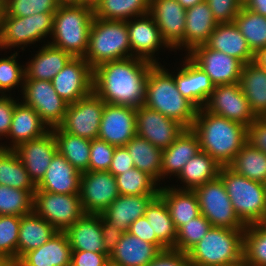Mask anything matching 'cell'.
<instances>
[{"label": "cell", "instance_id": "37", "mask_svg": "<svg viewBox=\"0 0 266 266\" xmlns=\"http://www.w3.org/2000/svg\"><path fill=\"white\" fill-rule=\"evenodd\" d=\"M57 152L80 173L88 171L91 140L64 132L59 126L51 128Z\"/></svg>", "mask_w": 266, "mask_h": 266}, {"label": "cell", "instance_id": "69", "mask_svg": "<svg viewBox=\"0 0 266 266\" xmlns=\"http://www.w3.org/2000/svg\"><path fill=\"white\" fill-rule=\"evenodd\" d=\"M239 1L242 3V5H244L247 0H239Z\"/></svg>", "mask_w": 266, "mask_h": 266}, {"label": "cell", "instance_id": "52", "mask_svg": "<svg viewBox=\"0 0 266 266\" xmlns=\"http://www.w3.org/2000/svg\"><path fill=\"white\" fill-rule=\"evenodd\" d=\"M218 23H233L242 8L239 0H205Z\"/></svg>", "mask_w": 266, "mask_h": 266}, {"label": "cell", "instance_id": "33", "mask_svg": "<svg viewBox=\"0 0 266 266\" xmlns=\"http://www.w3.org/2000/svg\"><path fill=\"white\" fill-rule=\"evenodd\" d=\"M166 204L176 230L201 214L196 194L161 185L158 195Z\"/></svg>", "mask_w": 266, "mask_h": 266}, {"label": "cell", "instance_id": "51", "mask_svg": "<svg viewBox=\"0 0 266 266\" xmlns=\"http://www.w3.org/2000/svg\"><path fill=\"white\" fill-rule=\"evenodd\" d=\"M115 146L95 138L90 144L88 171H108L112 162Z\"/></svg>", "mask_w": 266, "mask_h": 266}, {"label": "cell", "instance_id": "29", "mask_svg": "<svg viewBox=\"0 0 266 266\" xmlns=\"http://www.w3.org/2000/svg\"><path fill=\"white\" fill-rule=\"evenodd\" d=\"M35 55L25 63V78L52 81L72 56L49 43L41 44Z\"/></svg>", "mask_w": 266, "mask_h": 266}, {"label": "cell", "instance_id": "21", "mask_svg": "<svg viewBox=\"0 0 266 266\" xmlns=\"http://www.w3.org/2000/svg\"><path fill=\"white\" fill-rule=\"evenodd\" d=\"M149 14L173 51L184 40L186 9L177 0H150Z\"/></svg>", "mask_w": 266, "mask_h": 266}, {"label": "cell", "instance_id": "47", "mask_svg": "<svg viewBox=\"0 0 266 266\" xmlns=\"http://www.w3.org/2000/svg\"><path fill=\"white\" fill-rule=\"evenodd\" d=\"M18 55L19 51H14L10 56L0 58V95H12V90L19 89V87L22 92L25 65L19 64Z\"/></svg>", "mask_w": 266, "mask_h": 266}, {"label": "cell", "instance_id": "36", "mask_svg": "<svg viewBox=\"0 0 266 266\" xmlns=\"http://www.w3.org/2000/svg\"><path fill=\"white\" fill-rule=\"evenodd\" d=\"M240 86L257 118L266 116V70L254 62L244 64Z\"/></svg>", "mask_w": 266, "mask_h": 266}, {"label": "cell", "instance_id": "59", "mask_svg": "<svg viewBox=\"0 0 266 266\" xmlns=\"http://www.w3.org/2000/svg\"><path fill=\"white\" fill-rule=\"evenodd\" d=\"M101 232L105 250L110 254L123 236V232L100 214Z\"/></svg>", "mask_w": 266, "mask_h": 266}, {"label": "cell", "instance_id": "5", "mask_svg": "<svg viewBox=\"0 0 266 266\" xmlns=\"http://www.w3.org/2000/svg\"><path fill=\"white\" fill-rule=\"evenodd\" d=\"M244 230L211 227L187 253L191 266H224L243 262Z\"/></svg>", "mask_w": 266, "mask_h": 266}, {"label": "cell", "instance_id": "9", "mask_svg": "<svg viewBox=\"0 0 266 266\" xmlns=\"http://www.w3.org/2000/svg\"><path fill=\"white\" fill-rule=\"evenodd\" d=\"M193 192L197 196L201 214L209 220L212 227L245 229L246 226L233 210L225 185L219 176L195 188Z\"/></svg>", "mask_w": 266, "mask_h": 266}, {"label": "cell", "instance_id": "66", "mask_svg": "<svg viewBox=\"0 0 266 266\" xmlns=\"http://www.w3.org/2000/svg\"><path fill=\"white\" fill-rule=\"evenodd\" d=\"M3 3H4V0H0V25H1V17H2V14H3Z\"/></svg>", "mask_w": 266, "mask_h": 266}, {"label": "cell", "instance_id": "53", "mask_svg": "<svg viewBox=\"0 0 266 266\" xmlns=\"http://www.w3.org/2000/svg\"><path fill=\"white\" fill-rule=\"evenodd\" d=\"M13 95H0V141L7 137L10 130L15 104L20 98Z\"/></svg>", "mask_w": 266, "mask_h": 266}, {"label": "cell", "instance_id": "42", "mask_svg": "<svg viewBox=\"0 0 266 266\" xmlns=\"http://www.w3.org/2000/svg\"><path fill=\"white\" fill-rule=\"evenodd\" d=\"M230 169L250 180L264 183L266 180V154L248 142L228 165Z\"/></svg>", "mask_w": 266, "mask_h": 266}, {"label": "cell", "instance_id": "16", "mask_svg": "<svg viewBox=\"0 0 266 266\" xmlns=\"http://www.w3.org/2000/svg\"><path fill=\"white\" fill-rule=\"evenodd\" d=\"M187 56L217 85L240 82L244 64L223 52L210 49L206 44L195 47Z\"/></svg>", "mask_w": 266, "mask_h": 266}, {"label": "cell", "instance_id": "58", "mask_svg": "<svg viewBox=\"0 0 266 266\" xmlns=\"http://www.w3.org/2000/svg\"><path fill=\"white\" fill-rule=\"evenodd\" d=\"M134 166L133 158L125 146L115 147L112 162L109 166V172L114 175H120Z\"/></svg>", "mask_w": 266, "mask_h": 266}, {"label": "cell", "instance_id": "48", "mask_svg": "<svg viewBox=\"0 0 266 266\" xmlns=\"http://www.w3.org/2000/svg\"><path fill=\"white\" fill-rule=\"evenodd\" d=\"M20 222V216L0 215V256L12 266L17 263Z\"/></svg>", "mask_w": 266, "mask_h": 266}, {"label": "cell", "instance_id": "41", "mask_svg": "<svg viewBox=\"0 0 266 266\" xmlns=\"http://www.w3.org/2000/svg\"><path fill=\"white\" fill-rule=\"evenodd\" d=\"M144 216L151 225L152 235H156L168 249L175 250L177 230L165 202L159 196L149 204Z\"/></svg>", "mask_w": 266, "mask_h": 266}, {"label": "cell", "instance_id": "50", "mask_svg": "<svg viewBox=\"0 0 266 266\" xmlns=\"http://www.w3.org/2000/svg\"><path fill=\"white\" fill-rule=\"evenodd\" d=\"M58 0H4L2 16L27 17L34 14L56 12Z\"/></svg>", "mask_w": 266, "mask_h": 266}, {"label": "cell", "instance_id": "54", "mask_svg": "<svg viewBox=\"0 0 266 266\" xmlns=\"http://www.w3.org/2000/svg\"><path fill=\"white\" fill-rule=\"evenodd\" d=\"M128 232L138 238L152 243L157 246L161 251H165L168 248L156 237L152 235V228L145 216L138 218L134 221L128 229Z\"/></svg>", "mask_w": 266, "mask_h": 266}, {"label": "cell", "instance_id": "45", "mask_svg": "<svg viewBox=\"0 0 266 266\" xmlns=\"http://www.w3.org/2000/svg\"><path fill=\"white\" fill-rule=\"evenodd\" d=\"M115 178L119 195L159 194L160 184L148 173L136 167Z\"/></svg>", "mask_w": 266, "mask_h": 266}, {"label": "cell", "instance_id": "55", "mask_svg": "<svg viewBox=\"0 0 266 266\" xmlns=\"http://www.w3.org/2000/svg\"><path fill=\"white\" fill-rule=\"evenodd\" d=\"M247 142L266 154V120L257 118L247 127Z\"/></svg>", "mask_w": 266, "mask_h": 266}, {"label": "cell", "instance_id": "39", "mask_svg": "<svg viewBox=\"0 0 266 266\" xmlns=\"http://www.w3.org/2000/svg\"><path fill=\"white\" fill-rule=\"evenodd\" d=\"M125 147L133 158L134 166L148 173L162 185V149L153 146L148 140L138 135L129 140Z\"/></svg>", "mask_w": 266, "mask_h": 266}, {"label": "cell", "instance_id": "24", "mask_svg": "<svg viewBox=\"0 0 266 266\" xmlns=\"http://www.w3.org/2000/svg\"><path fill=\"white\" fill-rule=\"evenodd\" d=\"M218 22L206 1L186 9L184 40L173 50L190 53L195 47L205 45Z\"/></svg>", "mask_w": 266, "mask_h": 266}, {"label": "cell", "instance_id": "26", "mask_svg": "<svg viewBox=\"0 0 266 266\" xmlns=\"http://www.w3.org/2000/svg\"><path fill=\"white\" fill-rule=\"evenodd\" d=\"M81 173L58 152L52 158L36 191L49 193L80 194Z\"/></svg>", "mask_w": 266, "mask_h": 266}, {"label": "cell", "instance_id": "30", "mask_svg": "<svg viewBox=\"0 0 266 266\" xmlns=\"http://www.w3.org/2000/svg\"><path fill=\"white\" fill-rule=\"evenodd\" d=\"M161 250L137 236L124 232L121 240L109 254V259L120 266H147Z\"/></svg>", "mask_w": 266, "mask_h": 266}, {"label": "cell", "instance_id": "43", "mask_svg": "<svg viewBox=\"0 0 266 266\" xmlns=\"http://www.w3.org/2000/svg\"><path fill=\"white\" fill-rule=\"evenodd\" d=\"M235 25L246 39L253 53L266 47V17L256 14L244 6L234 19Z\"/></svg>", "mask_w": 266, "mask_h": 266}, {"label": "cell", "instance_id": "1", "mask_svg": "<svg viewBox=\"0 0 266 266\" xmlns=\"http://www.w3.org/2000/svg\"><path fill=\"white\" fill-rule=\"evenodd\" d=\"M153 63L129 57L103 63L93 69V91L105 102L139 107L145 98V85Z\"/></svg>", "mask_w": 266, "mask_h": 266}, {"label": "cell", "instance_id": "35", "mask_svg": "<svg viewBox=\"0 0 266 266\" xmlns=\"http://www.w3.org/2000/svg\"><path fill=\"white\" fill-rule=\"evenodd\" d=\"M58 231L34 211L21 217L17 244V262L29 251L37 249Z\"/></svg>", "mask_w": 266, "mask_h": 266}, {"label": "cell", "instance_id": "4", "mask_svg": "<svg viewBox=\"0 0 266 266\" xmlns=\"http://www.w3.org/2000/svg\"><path fill=\"white\" fill-rule=\"evenodd\" d=\"M93 18L92 4H60L54 13L51 40L47 42L72 57L84 58Z\"/></svg>", "mask_w": 266, "mask_h": 266}, {"label": "cell", "instance_id": "8", "mask_svg": "<svg viewBox=\"0 0 266 266\" xmlns=\"http://www.w3.org/2000/svg\"><path fill=\"white\" fill-rule=\"evenodd\" d=\"M55 12L34 14L27 17L2 16L0 25V51L19 48L22 51L36 42L47 44L51 37ZM43 40V41H42Z\"/></svg>", "mask_w": 266, "mask_h": 266}, {"label": "cell", "instance_id": "10", "mask_svg": "<svg viewBox=\"0 0 266 266\" xmlns=\"http://www.w3.org/2000/svg\"><path fill=\"white\" fill-rule=\"evenodd\" d=\"M33 211L58 232H65L85 213L80 194L34 192Z\"/></svg>", "mask_w": 266, "mask_h": 266}, {"label": "cell", "instance_id": "27", "mask_svg": "<svg viewBox=\"0 0 266 266\" xmlns=\"http://www.w3.org/2000/svg\"><path fill=\"white\" fill-rule=\"evenodd\" d=\"M159 194L119 195L101 214L123 233L138 218L145 215L149 204Z\"/></svg>", "mask_w": 266, "mask_h": 266}, {"label": "cell", "instance_id": "65", "mask_svg": "<svg viewBox=\"0 0 266 266\" xmlns=\"http://www.w3.org/2000/svg\"><path fill=\"white\" fill-rule=\"evenodd\" d=\"M104 266H120L118 263L113 262L112 260H108Z\"/></svg>", "mask_w": 266, "mask_h": 266}, {"label": "cell", "instance_id": "68", "mask_svg": "<svg viewBox=\"0 0 266 266\" xmlns=\"http://www.w3.org/2000/svg\"><path fill=\"white\" fill-rule=\"evenodd\" d=\"M96 0H82V3L93 4Z\"/></svg>", "mask_w": 266, "mask_h": 266}, {"label": "cell", "instance_id": "13", "mask_svg": "<svg viewBox=\"0 0 266 266\" xmlns=\"http://www.w3.org/2000/svg\"><path fill=\"white\" fill-rule=\"evenodd\" d=\"M118 196L116 178L109 171L81 173L80 199L85 214H102Z\"/></svg>", "mask_w": 266, "mask_h": 266}, {"label": "cell", "instance_id": "28", "mask_svg": "<svg viewBox=\"0 0 266 266\" xmlns=\"http://www.w3.org/2000/svg\"><path fill=\"white\" fill-rule=\"evenodd\" d=\"M72 250L65 232L55 233L48 242L27 252L14 266H67Z\"/></svg>", "mask_w": 266, "mask_h": 266}, {"label": "cell", "instance_id": "19", "mask_svg": "<svg viewBox=\"0 0 266 266\" xmlns=\"http://www.w3.org/2000/svg\"><path fill=\"white\" fill-rule=\"evenodd\" d=\"M185 128L145 105L136 108L137 135L160 149L168 148Z\"/></svg>", "mask_w": 266, "mask_h": 266}, {"label": "cell", "instance_id": "25", "mask_svg": "<svg viewBox=\"0 0 266 266\" xmlns=\"http://www.w3.org/2000/svg\"><path fill=\"white\" fill-rule=\"evenodd\" d=\"M200 151L197 134L191 129L182 133L168 147L162 150L161 180L177 177L184 165ZM164 180V181H163Z\"/></svg>", "mask_w": 266, "mask_h": 266}, {"label": "cell", "instance_id": "6", "mask_svg": "<svg viewBox=\"0 0 266 266\" xmlns=\"http://www.w3.org/2000/svg\"><path fill=\"white\" fill-rule=\"evenodd\" d=\"M129 57L133 56L126 21L94 17L89 31L88 50L84 57L91 68Z\"/></svg>", "mask_w": 266, "mask_h": 266}, {"label": "cell", "instance_id": "18", "mask_svg": "<svg viewBox=\"0 0 266 266\" xmlns=\"http://www.w3.org/2000/svg\"><path fill=\"white\" fill-rule=\"evenodd\" d=\"M136 135V108L105 103L98 138L120 147Z\"/></svg>", "mask_w": 266, "mask_h": 266}, {"label": "cell", "instance_id": "32", "mask_svg": "<svg viewBox=\"0 0 266 266\" xmlns=\"http://www.w3.org/2000/svg\"><path fill=\"white\" fill-rule=\"evenodd\" d=\"M65 233L71 250L108 253L104 248L100 214H84Z\"/></svg>", "mask_w": 266, "mask_h": 266}, {"label": "cell", "instance_id": "57", "mask_svg": "<svg viewBox=\"0 0 266 266\" xmlns=\"http://www.w3.org/2000/svg\"><path fill=\"white\" fill-rule=\"evenodd\" d=\"M147 266H191L188 254L174 249H167L151 261Z\"/></svg>", "mask_w": 266, "mask_h": 266}, {"label": "cell", "instance_id": "31", "mask_svg": "<svg viewBox=\"0 0 266 266\" xmlns=\"http://www.w3.org/2000/svg\"><path fill=\"white\" fill-rule=\"evenodd\" d=\"M206 45L240 60L243 64L253 62L254 59V53L234 22L218 23Z\"/></svg>", "mask_w": 266, "mask_h": 266}, {"label": "cell", "instance_id": "64", "mask_svg": "<svg viewBox=\"0 0 266 266\" xmlns=\"http://www.w3.org/2000/svg\"><path fill=\"white\" fill-rule=\"evenodd\" d=\"M0 266H12L3 257L0 256Z\"/></svg>", "mask_w": 266, "mask_h": 266}, {"label": "cell", "instance_id": "23", "mask_svg": "<svg viewBox=\"0 0 266 266\" xmlns=\"http://www.w3.org/2000/svg\"><path fill=\"white\" fill-rule=\"evenodd\" d=\"M49 130V127L40 119L38 113L20 100L14 107L7 140L6 142H0V148L13 150L23 142L42 137Z\"/></svg>", "mask_w": 266, "mask_h": 266}, {"label": "cell", "instance_id": "40", "mask_svg": "<svg viewBox=\"0 0 266 266\" xmlns=\"http://www.w3.org/2000/svg\"><path fill=\"white\" fill-rule=\"evenodd\" d=\"M0 185L15 189L36 191L25 166L12 149L0 148Z\"/></svg>", "mask_w": 266, "mask_h": 266}, {"label": "cell", "instance_id": "67", "mask_svg": "<svg viewBox=\"0 0 266 266\" xmlns=\"http://www.w3.org/2000/svg\"><path fill=\"white\" fill-rule=\"evenodd\" d=\"M224 266H246V265L244 262H241V263L229 264V265H224Z\"/></svg>", "mask_w": 266, "mask_h": 266}, {"label": "cell", "instance_id": "11", "mask_svg": "<svg viewBox=\"0 0 266 266\" xmlns=\"http://www.w3.org/2000/svg\"><path fill=\"white\" fill-rule=\"evenodd\" d=\"M20 95V100L32 107L49 129L63 122L68 103L54 90L52 81L24 79Z\"/></svg>", "mask_w": 266, "mask_h": 266}, {"label": "cell", "instance_id": "22", "mask_svg": "<svg viewBox=\"0 0 266 266\" xmlns=\"http://www.w3.org/2000/svg\"><path fill=\"white\" fill-rule=\"evenodd\" d=\"M13 150L25 166L30 179L37 185L57 153L53 131L50 129L42 137L23 142Z\"/></svg>", "mask_w": 266, "mask_h": 266}, {"label": "cell", "instance_id": "63", "mask_svg": "<svg viewBox=\"0 0 266 266\" xmlns=\"http://www.w3.org/2000/svg\"><path fill=\"white\" fill-rule=\"evenodd\" d=\"M60 4H82V0H58Z\"/></svg>", "mask_w": 266, "mask_h": 266}, {"label": "cell", "instance_id": "7", "mask_svg": "<svg viewBox=\"0 0 266 266\" xmlns=\"http://www.w3.org/2000/svg\"><path fill=\"white\" fill-rule=\"evenodd\" d=\"M219 177L225 185L235 214L245 226L265 220L266 193L264 183L239 175L228 166L220 168Z\"/></svg>", "mask_w": 266, "mask_h": 266}, {"label": "cell", "instance_id": "17", "mask_svg": "<svg viewBox=\"0 0 266 266\" xmlns=\"http://www.w3.org/2000/svg\"><path fill=\"white\" fill-rule=\"evenodd\" d=\"M54 90L68 104L93 91V69L82 57H72L52 79Z\"/></svg>", "mask_w": 266, "mask_h": 266}, {"label": "cell", "instance_id": "56", "mask_svg": "<svg viewBox=\"0 0 266 266\" xmlns=\"http://www.w3.org/2000/svg\"><path fill=\"white\" fill-rule=\"evenodd\" d=\"M109 260V253L72 250L71 264L73 266H104Z\"/></svg>", "mask_w": 266, "mask_h": 266}, {"label": "cell", "instance_id": "49", "mask_svg": "<svg viewBox=\"0 0 266 266\" xmlns=\"http://www.w3.org/2000/svg\"><path fill=\"white\" fill-rule=\"evenodd\" d=\"M211 227L209 220L202 214L191 219L177 230L175 250L187 254Z\"/></svg>", "mask_w": 266, "mask_h": 266}, {"label": "cell", "instance_id": "20", "mask_svg": "<svg viewBox=\"0 0 266 266\" xmlns=\"http://www.w3.org/2000/svg\"><path fill=\"white\" fill-rule=\"evenodd\" d=\"M181 62L180 67L173 71L177 89L197 109H201L206 105L215 85L210 77L187 55L184 56V59L182 57Z\"/></svg>", "mask_w": 266, "mask_h": 266}, {"label": "cell", "instance_id": "46", "mask_svg": "<svg viewBox=\"0 0 266 266\" xmlns=\"http://www.w3.org/2000/svg\"><path fill=\"white\" fill-rule=\"evenodd\" d=\"M34 192L0 185V215L22 217L32 213Z\"/></svg>", "mask_w": 266, "mask_h": 266}, {"label": "cell", "instance_id": "2", "mask_svg": "<svg viewBox=\"0 0 266 266\" xmlns=\"http://www.w3.org/2000/svg\"><path fill=\"white\" fill-rule=\"evenodd\" d=\"M198 136L200 150L221 166H228L247 143V127L212 114L204 107L197 110L191 128Z\"/></svg>", "mask_w": 266, "mask_h": 266}, {"label": "cell", "instance_id": "14", "mask_svg": "<svg viewBox=\"0 0 266 266\" xmlns=\"http://www.w3.org/2000/svg\"><path fill=\"white\" fill-rule=\"evenodd\" d=\"M204 108L246 127L257 119L239 82L215 86Z\"/></svg>", "mask_w": 266, "mask_h": 266}, {"label": "cell", "instance_id": "38", "mask_svg": "<svg viewBox=\"0 0 266 266\" xmlns=\"http://www.w3.org/2000/svg\"><path fill=\"white\" fill-rule=\"evenodd\" d=\"M92 6L94 17L127 21L149 13L150 0H96Z\"/></svg>", "mask_w": 266, "mask_h": 266}, {"label": "cell", "instance_id": "15", "mask_svg": "<svg viewBox=\"0 0 266 266\" xmlns=\"http://www.w3.org/2000/svg\"><path fill=\"white\" fill-rule=\"evenodd\" d=\"M126 23L133 57L147 60L153 64H161L158 57L159 52L161 50L163 52L164 48L172 52L163 41L159 28L149 13L127 20Z\"/></svg>", "mask_w": 266, "mask_h": 266}, {"label": "cell", "instance_id": "60", "mask_svg": "<svg viewBox=\"0 0 266 266\" xmlns=\"http://www.w3.org/2000/svg\"><path fill=\"white\" fill-rule=\"evenodd\" d=\"M243 6L256 14L266 17V0H247Z\"/></svg>", "mask_w": 266, "mask_h": 266}, {"label": "cell", "instance_id": "70", "mask_svg": "<svg viewBox=\"0 0 266 266\" xmlns=\"http://www.w3.org/2000/svg\"><path fill=\"white\" fill-rule=\"evenodd\" d=\"M264 186H265V193H266V180H265V182H264Z\"/></svg>", "mask_w": 266, "mask_h": 266}, {"label": "cell", "instance_id": "34", "mask_svg": "<svg viewBox=\"0 0 266 266\" xmlns=\"http://www.w3.org/2000/svg\"><path fill=\"white\" fill-rule=\"evenodd\" d=\"M221 167L209 154L200 150L184 165L176 177L182 185H170L178 190L193 191L202 184L217 178Z\"/></svg>", "mask_w": 266, "mask_h": 266}, {"label": "cell", "instance_id": "61", "mask_svg": "<svg viewBox=\"0 0 266 266\" xmlns=\"http://www.w3.org/2000/svg\"><path fill=\"white\" fill-rule=\"evenodd\" d=\"M253 62L260 68L266 70V47H263L254 53Z\"/></svg>", "mask_w": 266, "mask_h": 266}, {"label": "cell", "instance_id": "12", "mask_svg": "<svg viewBox=\"0 0 266 266\" xmlns=\"http://www.w3.org/2000/svg\"><path fill=\"white\" fill-rule=\"evenodd\" d=\"M105 102L92 91L75 103L68 104L59 127L69 134L93 140L98 138Z\"/></svg>", "mask_w": 266, "mask_h": 266}, {"label": "cell", "instance_id": "62", "mask_svg": "<svg viewBox=\"0 0 266 266\" xmlns=\"http://www.w3.org/2000/svg\"><path fill=\"white\" fill-rule=\"evenodd\" d=\"M205 0H177V2L185 9L191 8L196 4L202 3Z\"/></svg>", "mask_w": 266, "mask_h": 266}, {"label": "cell", "instance_id": "3", "mask_svg": "<svg viewBox=\"0 0 266 266\" xmlns=\"http://www.w3.org/2000/svg\"><path fill=\"white\" fill-rule=\"evenodd\" d=\"M169 70L162 64L150 67L143 105L175 120L185 129L192 128L198 109L180 94L173 70Z\"/></svg>", "mask_w": 266, "mask_h": 266}, {"label": "cell", "instance_id": "44", "mask_svg": "<svg viewBox=\"0 0 266 266\" xmlns=\"http://www.w3.org/2000/svg\"><path fill=\"white\" fill-rule=\"evenodd\" d=\"M243 262L246 266H266V224L264 222L245 227Z\"/></svg>", "mask_w": 266, "mask_h": 266}]
</instances>
